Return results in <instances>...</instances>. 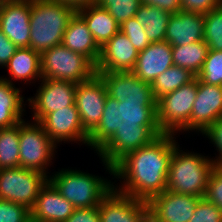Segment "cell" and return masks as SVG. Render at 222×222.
<instances>
[{
  "label": "cell",
  "instance_id": "obj_7",
  "mask_svg": "<svg viewBox=\"0 0 222 222\" xmlns=\"http://www.w3.org/2000/svg\"><path fill=\"white\" fill-rule=\"evenodd\" d=\"M173 65L172 46L167 41L150 43L138 52L133 71L121 83L124 97L132 103L159 74Z\"/></svg>",
  "mask_w": 222,
  "mask_h": 222
},
{
  "label": "cell",
  "instance_id": "obj_9",
  "mask_svg": "<svg viewBox=\"0 0 222 222\" xmlns=\"http://www.w3.org/2000/svg\"><path fill=\"white\" fill-rule=\"evenodd\" d=\"M19 123L20 167L46 174L55 157L57 145L39 122Z\"/></svg>",
  "mask_w": 222,
  "mask_h": 222
},
{
  "label": "cell",
  "instance_id": "obj_21",
  "mask_svg": "<svg viewBox=\"0 0 222 222\" xmlns=\"http://www.w3.org/2000/svg\"><path fill=\"white\" fill-rule=\"evenodd\" d=\"M61 44L71 51L83 55L94 66L97 65L101 48L94 40L87 23L77 12L70 19Z\"/></svg>",
  "mask_w": 222,
  "mask_h": 222
},
{
  "label": "cell",
  "instance_id": "obj_32",
  "mask_svg": "<svg viewBox=\"0 0 222 222\" xmlns=\"http://www.w3.org/2000/svg\"><path fill=\"white\" fill-rule=\"evenodd\" d=\"M31 212L25 206L0 199V222H29Z\"/></svg>",
  "mask_w": 222,
  "mask_h": 222
},
{
  "label": "cell",
  "instance_id": "obj_13",
  "mask_svg": "<svg viewBox=\"0 0 222 222\" xmlns=\"http://www.w3.org/2000/svg\"><path fill=\"white\" fill-rule=\"evenodd\" d=\"M37 93L27 98L33 121L40 122L48 113L75 104L77 83L55 79H41Z\"/></svg>",
  "mask_w": 222,
  "mask_h": 222
},
{
  "label": "cell",
  "instance_id": "obj_25",
  "mask_svg": "<svg viewBox=\"0 0 222 222\" xmlns=\"http://www.w3.org/2000/svg\"><path fill=\"white\" fill-rule=\"evenodd\" d=\"M171 13L158 7L143 4L138 8L135 18L144 27L151 43L165 41L166 29Z\"/></svg>",
  "mask_w": 222,
  "mask_h": 222
},
{
  "label": "cell",
  "instance_id": "obj_23",
  "mask_svg": "<svg viewBox=\"0 0 222 222\" xmlns=\"http://www.w3.org/2000/svg\"><path fill=\"white\" fill-rule=\"evenodd\" d=\"M77 13L87 23L88 29L100 48L120 30V25L111 14L97 4L83 7L77 10Z\"/></svg>",
  "mask_w": 222,
  "mask_h": 222
},
{
  "label": "cell",
  "instance_id": "obj_27",
  "mask_svg": "<svg viewBox=\"0 0 222 222\" xmlns=\"http://www.w3.org/2000/svg\"><path fill=\"white\" fill-rule=\"evenodd\" d=\"M19 124L0 129V169L20 167Z\"/></svg>",
  "mask_w": 222,
  "mask_h": 222
},
{
  "label": "cell",
  "instance_id": "obj_33",
  "mask_svg": "<svg viewBox=\"0 0 222 222\" xmlns=\"http://www.w3.org/2000/svg\"><path fill=\"white\" fill-rule=\"evenodd\" d=\"M189 222H222V211L203 197L198 201Z\"/></svg>",
  "mask_w": 222,
  "mask_h": 222
},
{
  "label": "cell",
  "instance_id": "obj_17",
  "mask_svg": "<svg viewBox=\"0 0 222 222\" xmlns=\"http://www.w3.org/2000/svg\"><path fill=\"white\" fill-rule=\"evenodd\" d=\"M222 116V86L198 79V92L188 122V132L204 133Z\"/></svg>",
  "mask_w": 222,
  "mask_h": 222
},
{
  "label": "cell",
  "instance_id": "obj_35",
  "mask_svg": "<svg viewBox=\"0 0 222 222\" xmlns=\"http://www.w3.org/2000/svg\"><path fill=\"white\" fill-rule=\"evenodd\" d=\"M202 135L210 140L218 152L216 158H212L216 166H222V116L213 123Z\"/></svg>",
  "mask_w": 222,
  "mask_h": 222
},
{
  "label": "cell",
  "instance_id": "obj_42",
  "mask_svg": "<svg viewBox=\"0 0 222 222\" xmlns=\"http://www.w3.org/2000/svg\"><path fill=\"white\" fill-rule=\"evenodd\" d=\"M11 0H0V5Z\"/></svg>",
  "mask_w": 222,
  "mask_h": 222
},
{
  "label": "cell",
  "instance_id": "obj_37",
  "mask_svg": "<svg viewBox=\"0 0 222 222\" xmlns=\"http://www.w3.org/2000/svg\"><path fill=\"white\" fill-rule=\"evenodd\" d=\"M64 222H100L98 207L76 208Z\"/></svg>",
  "mask_w": 222,
  "mask_h": 222
},
{
  "label": "cell",
  "instance_id": "obj_4",
  "mask_svg": "<svg viewBox=\"0 0 222 222\" xmlns=\"http://www.w3.org/2000/svg\"><path fill=\"white\" fill-rule=\"evenodd\" d=\"M76 12L61 2L31 0L29 47L42 54L61 45L66 27Z\"/></svg>",
  "mask_w": 222,
  "mask_h": 222
},
{
  "label": "cell",
  "instance_id": "obj_36",
  "mask_svg": "<svg viewBox=\"0 0 222 222\" xmlns=\"http://www.w3.org/2000/svg\"><path fill=\"white\" fill-rule=\"evenodd\" d=\"M222 6V0H181V11L205 15Z\"/></svg>",
  "mask_w": 222,
  "mask_h": 222
},
{
  "label": "cell",
  "instance_id": "obj_31",
  "mask_svg": "<svg viewBox=\"0 0 222 222\" xmlns=\"http://www.w3.org/2000/svg\"><path fill=\"white\" fill-rule=\"evenodd\" d=\"M123 32L138 52L144 50L151 43L142 27L135 17L123 22L120 25Z\"/></svg>",
  "mask_w": 222,
  "mask_h": 222
},
{
  "label": "cell",
  "instance_id": "obj_2",
  "mask_svg": "<svg viewBox=\"0 0 222 222\" xmlns=\"http://www.w3.org/2000/svg\"><path fill=\"white\" fill-rule=\"evenodd\" d=\"M75 105L84 130L104 150L134 122L121 82L104 75L77 84Z\"/></svg>",
  "mask_w": 222,
  "mask_h": 222
},
{
  "label": "cell",
  "instance_id": "obj_12",
  "mask_svg": "<svg viewBox=\"0 0 222 222\" xmlns=\"http://www.w3.org/2000/svg\"><path fill=\"white\" fill-rule=\"evenodd\" d=\"M49 138L58 146L61 142H79L95 149L97 153L104 150L83 128L75 104L48 113L39 122Z\"/></svg>",
  "mask_w": 222,
  "mask_h": 222
},
{
  "label": "cell",
  "instance_id": "obj_16",
  "mask_svg": "<svg viewBox=\"0 0 222 222\" xmlns=\"http://www.w3.org/2000/svg\"><path fill=\"white\" fill-rule=\"evenodd\" d=\"M100 222H145L149 217L147 201L138 200L112 189L101 201Z\"/></svg>",
  "mask_w": 222,
  "mask_h": 222
},
{
  "label": "cell",
  "instance_id": "obj_38",
  "mask_svg": "<svg viewBox=\"0 0 222 222\" xmlns=\"http://www.w3.org/2000/svg\"><path fill=\"white\" fill-rule=\"evenodd\" d=\"M18 47L0 29V67L4 68Z\"/></svg>",
  "mask_w": 222,
  "mask_h": 222
},
{
  "label": "cell",
  "instance_id": "obj_18",
  "mask_svg": "<svg viewBox=\"0 0 222 222\" xmlns=\"http://www.w3.org/2000/svg\"><path fill=\"white\" fill-rule=\"evenodd\" d=\"M31 0H11L0 5V29L18 48L29 47Z\"/></svg>",
  "mask_w": 222,
  "mask_h": 222
},
{
  "label": "cell",
  "instance_id": "obj_39",
  "mask_svg": "<svg viewBox=\"0 0 222 222\" xmlns=\"http://www.w3.org/2000/svg\"><path fill=\"white\" fill-rule=\"evenodd\" d=\"M141 3L158 7L171 14L181 11V0H141Z\"/></svg>",
  "mask_w": 222,
  "mask_h": 222
},
{
  "label": "cell",
  "instance_id": "obj_10",
  "mask_svg": "<svg viewBox=\"0 0 222 222\" xmlns=\"http://www.w3.org/2000/svg\"><path fill=\"white\" fill-rule=\"evenodd\" d=\"M49 177L26 168L0 169V199L8 200L32 210L41 189Z\"/></svg>",
  "mask_w": 222,
  "mask_h": 222
},
{
  "label": "cell",
  "instance_id": "obj_6",
  "mask_svg": "<svg viewBox=\"0 0 222 222\" xmlns=\"http://www.w3.org/2000/svg\"><path fill=\"white\" fill-rule=\"evenodd\" d=\"M49 176V182L75 208L99 207L113 189L114 182L98 175L74 169H61Z\"/></svg>",
  "mask_w": 222,
  "mask_h": 222
},
{
  "label": "cell",
  "instance_id": "obj_11",
  "mask_svg": "<svg viewBox=\"0 0 222 222\" xmlns=\"http://www.w3.org/2000/svg\"><path fill=\"white\" fill-rule=\"evenodd\" d=\"M138 51L120 30L103 46L95 70L97 74L123 82L133 71Z\"/></svg>",
  "mask_w": 222,
  "mask_h": 222
},
{
  "label": "cell",
  "instance_id": "obj_20",
  "mask_svg": "<svg viewBox=\"0 0 222 222\" xmlns=\"http://www.w3.org/2000/svg\"><path fill=\"white\" fill-rule=\"evenodd\" d=\"M204 15L179 11L170 15L165 41L171 46H182L204 39Z\"/></svg>",
  "mask_w": 222,
  "mask_h": 222
},
{
  "label": "cell",
  "instance_id": "obj_15",
  "mask_svg": "<svg viewBox=\"0 0 222 222\" xmlns=\"http://www.w3.org/2000/svg\"><path fill=\"white\" fill-rule=\"evenodd\" d=\"M201 197L165 190L149 202V217L155 222H189Z\"/></svg>",
  "mask_w": 222,
  "mask_h": 222
},
{
  "label": "cell",
  "instance_id": "obj_30",
  "mask_svg": "<svg viewBox=\"0 0 222 222\" xmlns=\"http://www.w3.org/2000/svg\"><path fill=\"white\" fill-rule=\"evenodd\" d=\"M196 77L204 83L222 86V51L209 50Z\"/></svg>",
  "mask_w": 222,
  "mask_h": 222
},
{
  "label": "cell",
  "instance_id": "obj_22",
  "mask_svg": "<svg viewBox=\"0 0 222 222\" xmlns=\"http://www.w3.org/2000/svg\"><path fill=\"white\" fill-rule=\"evenodd\" d=\"M4 68H7L9 77L2 79L13 84V81L23 80L24 84L42 79L41 54L30 47L18 48ZM13 80V81H12Z\"/></svg>",
  "mask_w": 222,
  "mask_h": 222
},
{
  "label": "cell",
  "instance_id": "obj_34",
  "mask_svg": "<svg viewBox=\"0 0 222 222\" xmlns=\"http://www.w3.org/2000/svg\"><path fill=\"white\" fill-rule=\"evenodd\" d=\"M204 198L222 211V166H215L210 173Z\"/></svg>",
  "mask_w": 222,
  "mask_h": 222
},
{
  "label": "cell",
  "instance_id": "obj_41",
  "mask_svg": "<svg viewBox=\"0 0 222 222\" xmlns=\"http://www.w3.org/2000/svg\"><path fill=\"white\" fill-rule=\"evenodd\" d=\"M145 222H155L154 220H152L150 217H148Z\"/></svg>",
  "mask_w": 222,
  "mask_h": 222
},
{
  "label": "cell",
  "instance_id": "obj_19",
  "mask_svg": "<svg viewBox=\"0 0 222 222\" xmlns=\"http://www.w3.org/2000/svg\"><path fill=\"white\" fill-rule=\"evenodd\" d=\"M75 209L74 205L48 181L41 189L30 211L31 220L33 222H64Z\"/></svg>",
  "mask_w": 222,
  "mask_h": 222
},
{
  "label": "cell",
  "instance_id": "obj_28",
  "mask_svg": "<svg viewBox=\"0 0 222 222\" xmlns=\"http://www.w3.org/2000/svg\"><path fill=\"white\" fill-rule=\"evenodd\" d=\"M204 29L209 50L222 51V6L204 15Z\"/></svg>",
  "mask_w": 222,
  "mask_h": 222
},
{
  "label": "cell",
  "instance_id": "obj_8",
  "mask_svg": "<svg viewBox=\"0 0 222 222\" xmlns=\"http://www.w3.org/2000/svg\"><path fill=\"white\" fill-rule=\"evenodd\" d=\"M42 79H55L80 83L90 79L95 66L83 55L61 45L41 54Z\"/></svg>",
  "mask_w": 222,
  "mask_h": 222
},
{
  "label": "cell",
  "instance_id": "obj_40",
  "mask_svg": "<svg viewBox=\"0 0 222 222\" xmlns=\"http://www.w3.org/2000/svg\"><path fill=\"white\" fill-rule=\"evenodd\" d=\"M50 1L64 3L65 5H68L72 8H74L76 11L83 8V7H87L89 5L96 4V0H50Z\"/></svg>",
  "mask_w": 222,
  "mask_h": 222
},
{
  "label": "cell",
  "instance_id": "obj_5",
  "mask_svg": "<svg viewBox=\"0 0 222 222\" xmlns=\"http://www.w3.org/2000/svg\"><path fill=\"white\" fill-rule=\"evenodd\" d=\"M180 149L179 144L174 148L166 190L203 198L210 173L216 165L208 156Z\"/></svg>",
  "mask_w": 222,
  "mask_h": 222
},
{
  "label": "cell",
  "instance_id": "obj_26",
  "mask_svg": "<svg viewBox=\"0 0 222 222\" xmlns=\"http://www.w3.org/2000/svg\"><path fill=\"white\" fill-rule=\"evenodd\" d=\"M208 45L204 40L182 46H172L173 63L190 70L194 75L201 71L207 53Z\"/></svg>",
  "mask_w": 222,
  "mask_h": 222
},
{
  "label": "cell",
  "instance_id": "obj_3",
  "mask_svg": "<svg viewBox=\"0 0 222 222\" xmlns=\"http://www.w3.org/2000/svg\"><path fill=\"white\" fill-rule=\"evenodd\" d=\"M198 78L158 99L137 121L148 131L177 135L188 131ZM183 131V132H182Z\"/></svg>",
  "mask_w": 222,
  "mask_h": 222
},
{
  "label": "cell",
  "instance_id": "obj_14",
  "mask_svg": "<svg viewBox=\"0 0 222 222\" xmlns=\"http://www.w3.org/2000/svg\"><path fill=\"white\" fill-rule=\"evenodd\" d=\"M195 77L196 75L190 70L175 65L159 74L131 103L134 121H137L158 99L192 81Z\"/></svg>",
  "mask_w": 222,
  "mask_h": 222
},
{
  "label": "cell",
  "instance_id": "obj_1",
  "mask_svg": "<svg viewBox=\"0 0 222 222\" xmlns=\"http://www.w3.org/2000/svg\"><path fill=\"white\" fill-rule=\"evenodd\" d=\"M175 139L174 134L150 132L134 121L115 142L97 154L110 176L123 180H119L121 186L113 185L114 189L149 202L166 190L169 163L178 144Z\"/></svg>",
  "mask_w": 222,
  "mask_h": 222
},
{
  "label": "cell",
  "instance_id": "obj_29",
  "mask_svg": "<svg viewBox=\"0 0 222 222\" xmlns=\"http://www.w3.org/2000/svg\"><path fill=\"white\" fill-rule=\"evenodd\" d=\"M96 4L106 9L116 22L121 25L123 22L135 17L141 0H96Z\"/></svg>",
  "mask_w": 222,
  "mask_h": 222
},
{
  "label": "cell",
  "instance_id": "obj_24",
  "mask_svg": "<svg viewBox=\"0 0 222 222\" xmlns=\"http://www.w3.org/2000/svg\"><path fill=\"white\" fill-rule=\"evenodd\" d=\"M20 89L0 78V129L16 126L26 120L22 118L26 106Z\"/></svg>",
  "mask_w": 222,
  "mask_h": 222
}]
</instances>
